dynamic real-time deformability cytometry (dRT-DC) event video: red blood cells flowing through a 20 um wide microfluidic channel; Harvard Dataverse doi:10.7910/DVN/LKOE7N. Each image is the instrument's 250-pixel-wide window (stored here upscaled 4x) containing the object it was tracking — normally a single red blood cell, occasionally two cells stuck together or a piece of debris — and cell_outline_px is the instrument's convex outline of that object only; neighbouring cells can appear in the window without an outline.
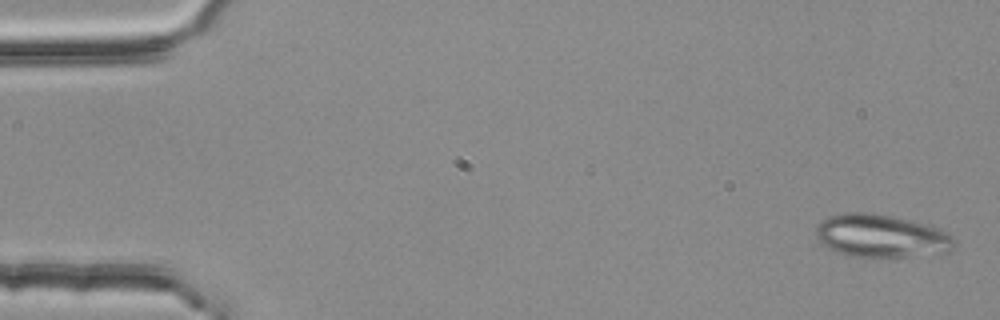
{"species": "common noctule bat (a hibernating species)", "species_latin": "Nyctalus noctula", "temperature_condition": "room temperature", "stored_images_in_passage": 3, "camera_frame_rate_fps": 3000, "um_per_image_px": 0.085, "animal": {"sex": "female", "body_mass_g": 25.1}, "frame": {"image": 1, "passage_image": 1, "time_ms": 0.0, "image_size_px": [1000, 320], "cell_outline_px": [[952, 248], [948, 252], [904, 256], [848, 256], [836, 252], [820, 244], [816, 236], [816, 224], [828, 216], [848, 212], [864, 212], [888, 216], [928, 224], [952, 236]], "centroid_in_image_um": [74.8, 20.05], "position_along_channel_um": 10.2, "area_um2": 34.1}}